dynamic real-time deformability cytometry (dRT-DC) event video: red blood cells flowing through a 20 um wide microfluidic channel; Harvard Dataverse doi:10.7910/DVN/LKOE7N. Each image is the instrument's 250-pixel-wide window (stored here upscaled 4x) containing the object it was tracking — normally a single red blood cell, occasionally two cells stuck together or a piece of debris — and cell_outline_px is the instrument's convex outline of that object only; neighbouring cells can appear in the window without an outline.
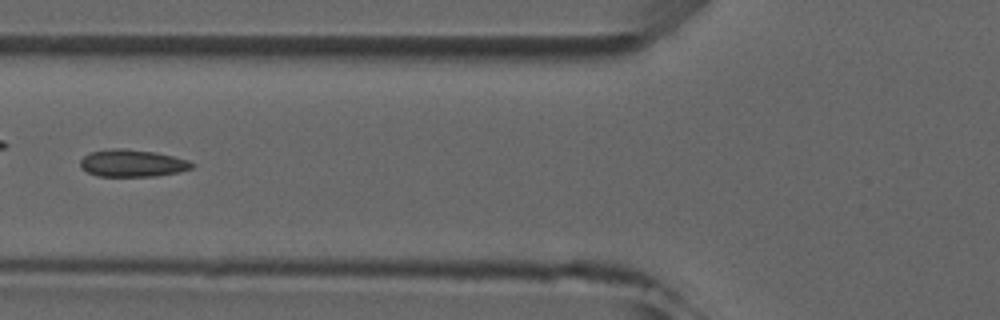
{"species": "common noctule bat (a hibernating species)", "species_latin": "Nyctalus noctula", "temperature_condition": "room temperature", "stored_images_in_passage": 7, "camera_frame_rate_fps": 3000, "um_per_image_px": 0.085, "animal": {"sex": "male", "forearm_length_mm": 52.5}, "frame": {"image": 1, "passage_image": 7, "time_ms": 6.667, "image_size_px": [1000, 320], "cell_outline_px": [[196, 164], [192, 168], [180, 172], [156, 176], [100, 176], [88, 172], [80, 168], [80, 160], [84, 156], [92, 152], [112, 148], [124, 148], [156, 152], [188, 160]], "centroid_in_image_um": [11.27, 13.87], "position_along_channel_um": 114.5, "area_um2": 17.74}}